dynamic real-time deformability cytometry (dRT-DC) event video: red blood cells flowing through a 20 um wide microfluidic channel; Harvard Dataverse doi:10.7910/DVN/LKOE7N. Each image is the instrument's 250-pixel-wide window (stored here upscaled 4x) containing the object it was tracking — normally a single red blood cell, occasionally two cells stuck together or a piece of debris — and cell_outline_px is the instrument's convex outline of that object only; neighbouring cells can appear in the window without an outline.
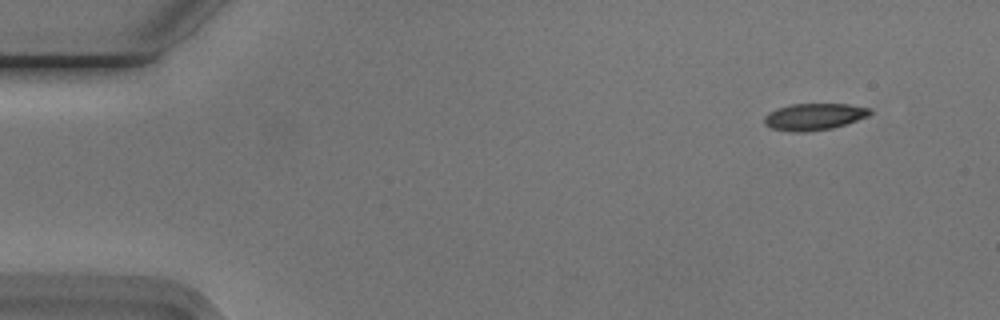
{"species": "Egyptian fruit bat (a non-hibernating species)", "species_latin": "Rousettus aegyptiacus", "temperature_condition": "cold", "stored_images_in_passage": 51, "camera_frame_rate_fps": 3000, "um_per_image_px": 0.085, "animal": {"sex": "male"}, "frame": {"image": 1, "passage_image": 1, "time_ms": 0.0, "image_size_px": [1000, 320], "cell_outline_px": [[872, 112], [868, 116], [832, 128], [804, 132], [792, 132], [772, 128], [764, 124], [764, 116], [768, 112], [776, 108], [792, 104], [848, 104], [872, 108]], "centroid_in_image_um": [69.17, 9.91], "position_along_channel_um": 15.8, "area_um2": 16.47}}
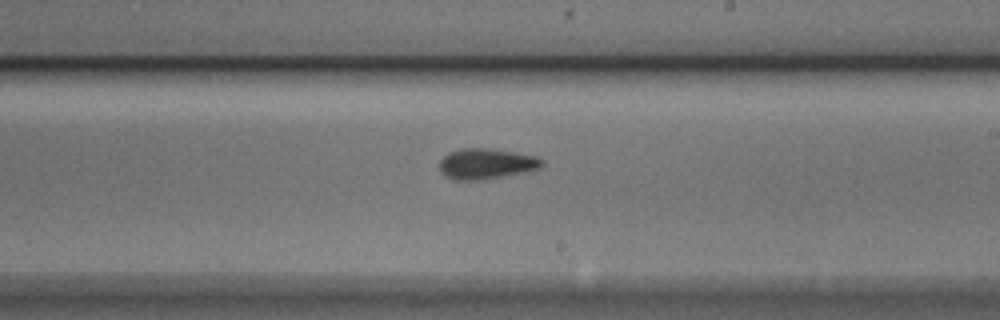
{"frame": {"image": 2, "passage_image": 28, "time_ms": 9.0, "image_size_px": [1000, 320], "cell_outline_px": [[544, 164], [540, 168], [524, 172], [480, 180], [456, 180], [444, 176], [440, 172], [440, 160], [448, 152], [464, 148], [488, 148], [516, 152], [536, 156], [544, 160]], "centroid_in_image_um": [41.33, 13.91], "position_along_channel_um": 247.7, "area_um2": 18.32}}
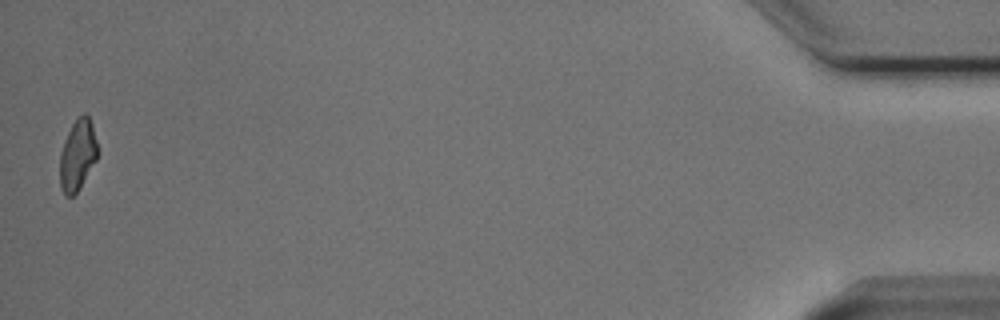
{"frame": {"image": 3, "passage_image": 50, "time_ms": 16.333, "image_size_px": [1000, 320], "cell_outline_px": [[96, 160], [76, 192], [72, 196], [64, 196], [60, 188], [60, 152], [68, 132], [72, 124], [84, 112], [88, 116], [92, 124], [96, 140]], "centroid_in_image_um": [6.57, 13.19], "position_along_channel_um": 428.6, "area_um2": 15.2}, "authors_computed_cell_mechanics": {"area_um2": 16.9932, "velocity_mm_per_s": 3.7648, "shape_relaxation_time_tau1_ms": 3.3671, "shape_relaxation_time_tau2_ms": 2.819, "deformation_change_tau1": 0.1207, "deformation_change_tau2": 0.0991}}